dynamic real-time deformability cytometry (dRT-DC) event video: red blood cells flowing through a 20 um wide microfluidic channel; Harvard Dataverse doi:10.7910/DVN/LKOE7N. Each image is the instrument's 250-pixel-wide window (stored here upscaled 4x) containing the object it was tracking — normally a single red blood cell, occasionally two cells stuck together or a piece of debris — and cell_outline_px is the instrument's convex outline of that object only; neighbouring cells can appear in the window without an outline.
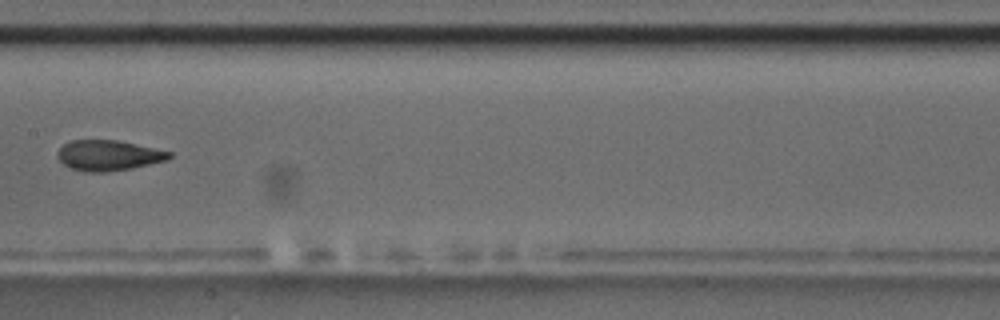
{"species": "common noctule bat (a hibernating species)", "species_latin": "Nyctalus noctula", "temperature_condition": "room temperature", "stored_images_in_passage": 13, "camera_frame_rate_fps": 3000, "um_per_image_px": 0.085, "animal": {"sex": "male", "body_mass_g": 17.5, "forearm_length_mm": 52.3}, "frame": {"image": 1, "passage_image": 6, "time_ms": 6.0, "image_size_px": [1000, 320], "cell_outline_px": [[172, 156], [168, 160], [132, 168], [104, 172], [84, 172], [68, 168], [56, 156], [56, 152], [64, 144], [72, 140], [116, 140], [172, 152]], "centroid_in_image_um": [9.19, 13.22], "position_along_channel_um": 198.2, "area_um2": 19.83}}